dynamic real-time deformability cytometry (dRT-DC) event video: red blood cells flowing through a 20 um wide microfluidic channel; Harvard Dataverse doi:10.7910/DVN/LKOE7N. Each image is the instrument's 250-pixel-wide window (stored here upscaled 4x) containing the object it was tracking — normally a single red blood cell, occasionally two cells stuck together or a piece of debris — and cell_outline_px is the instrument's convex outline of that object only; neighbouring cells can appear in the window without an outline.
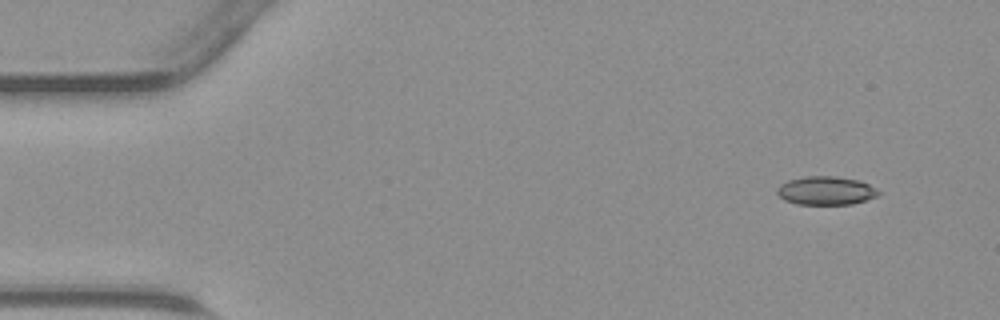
{"species": "common noctule bat (a hibernating species)", "species_latin": "Nyctalus noctula", "temperature_condition": "warm", "stored_images_in_passage": 44, "camera_frame_rate_fps": 3000, "um_per_image_px": 0.085, "animal": {"sex": "male", "body_mass_g": 23.1, "forearm_length_mm": 52.7}, "frame": {"image": 1, "passage_image": 3, "time_ms": 0.667, "image_size_px": [1000, 320], "cell_outline_px": [[880, 192], [876, 196], [852, 204], [796, 204], [784, 200], [776, 192], [776, 188], [780, 184], [788, 180], [808, 176], [836, 176], [860, 180], [876, 188]], "centroid_in_image_um": [70.18, 16.2], "position_along_channel_um": 14.8, "area_um2": 16.82}}
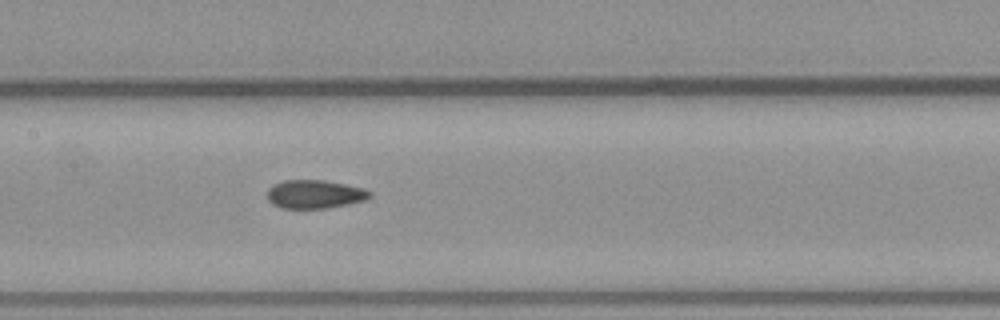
{"frame": {"image": 2, "passage_image": 21, "time_ms": 6.667, "image_size_px": [1000, 320], "cell_outline_px": [[372, 196], [364, 200], [348, 204], [328, 208], [280, 208], [272, 204], [268, 200], [268, 188], [272, 184], [284, 180], [324, 180], [364, 188], [372, 192]], "centroid_in_image_um": [26.74, 16.5], "position_along_channel_um": 180.7, "area_um2": 17.11}}
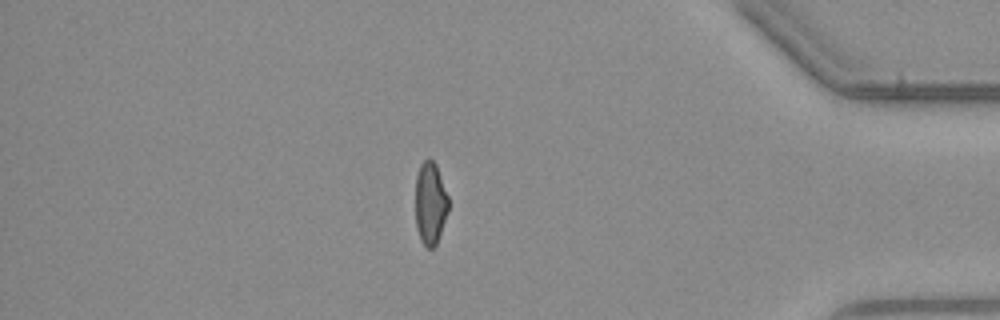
{"frame": {"image": 3, "passage_image": 38, "time_ms": 12.333, "image_size_px": [1000, 320], "cell_outline_px": [[448, 212], [436, 244], [432, 248], [428, 248], [420, 240], [416, 228], [416, 176], [420, 164], [428, 156], [436, 164], [448, 196]], "centroid_in_image_um": [36.57, 17.25], "position_along_channel_um": 398.6, "area_um2": 15.9}}